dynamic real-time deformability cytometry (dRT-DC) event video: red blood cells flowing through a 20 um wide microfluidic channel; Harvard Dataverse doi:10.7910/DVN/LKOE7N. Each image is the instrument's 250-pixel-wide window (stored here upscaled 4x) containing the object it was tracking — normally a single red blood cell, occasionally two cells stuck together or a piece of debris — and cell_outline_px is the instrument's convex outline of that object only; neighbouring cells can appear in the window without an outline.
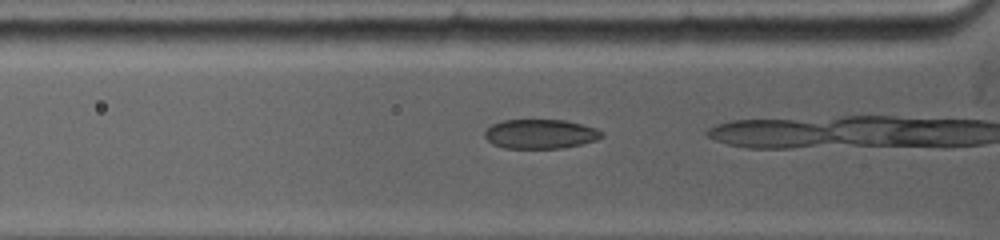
{"species": "common noctule bat (a hibernating species)", "species_latin": "Nyctalus noctula", "temperature_condition": "warm", "stored_images_in_passage": 3, "camera_frame_rate_fps": 5000, "um_per_image_px": 0.085, "animal": {"sex": "female", "body_mass_g": 19.0, "forearm_length_mm": 53.3}, "frame": {"image": 1, "passage_image": 2, "time_ms": 0.4, "image_size_px": [1000, 240], "cell_outline_px": [[604, 136], [596, 140], [564, 148], [504, 148], [492, 144], [484, 136], [484, 132], [492, 124], [500, 120], [564, 120], [596, 128], [604, 132]], "centroid_in_image_um": [45.92, 11.39], "position_along_channel_um": 79.9, "area_um2": 20.06}}